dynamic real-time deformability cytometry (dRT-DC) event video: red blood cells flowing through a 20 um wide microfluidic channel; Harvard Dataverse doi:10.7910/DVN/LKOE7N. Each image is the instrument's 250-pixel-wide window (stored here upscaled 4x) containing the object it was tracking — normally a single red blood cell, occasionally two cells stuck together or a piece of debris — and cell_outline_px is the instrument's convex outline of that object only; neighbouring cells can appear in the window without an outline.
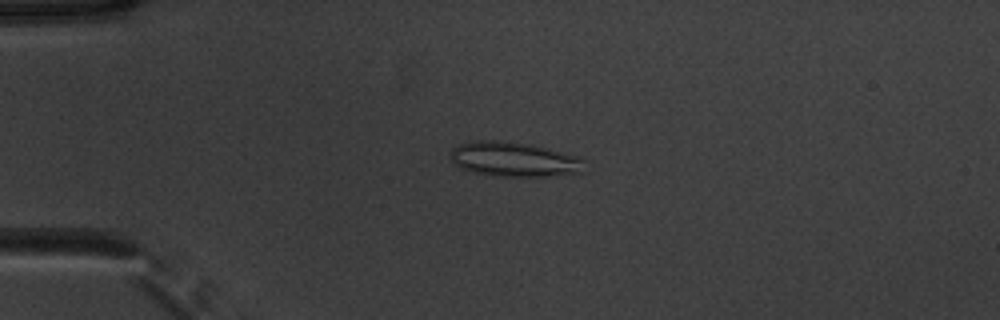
{"species": "common noctule bat (a hibernating species)", "species_latin": "Nyctalus noctula", "temperature_condition": "warm", "stored_images_in_passage": 52, "camera_frame_rate_fps": 3000, "um_per_image_px": 0.085, "animal": {"sex": "male", "body_mass_g": 20.1, "forearm_length_mm": 53.5}, "frame": {"image": 1, "passage_image": 13, "time_ms": 4.0, "image_size_px": [1000, 320], "cell_outline_px": [[588, 160], [584, 172], [548, 176], [492, 176], [472, 172], [460, 168], [452, 160], [452, 148], [460, 144], [476, 140], [496, 140], [528, 144], [580, 156]], "centroid_in_image_um": [43.77, 13.55], "position_along_channel_um": 41.2, "area_um2": 27.22}}
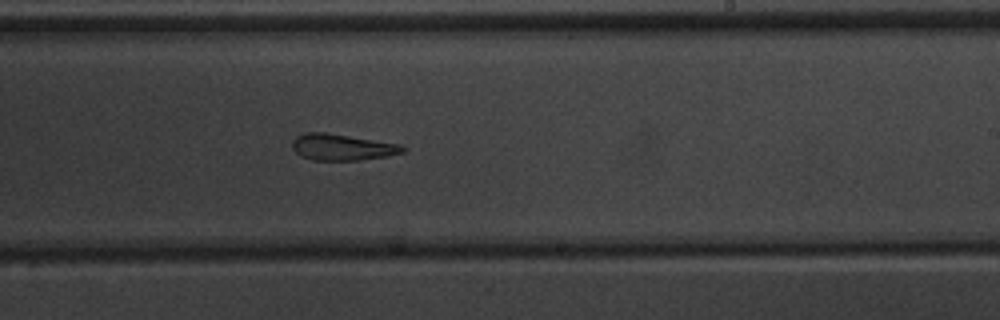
{"frame": {"image": 2, "passage_image": 32, "time_ms": 10.333, "image_size_px": [1000, 320], "cell_outline_px": [[408, 148], [404, 152], [388, 156], [360, 160], [312, 160], [300, 156], [292, 148], [292, 140], [296, 136], [304, 132], [328, 132], [400, 144]], "centroid_in_image_um": [29.08, 12.5], "position_along_channel_um": 259.9, "area_um2": 17.22}}
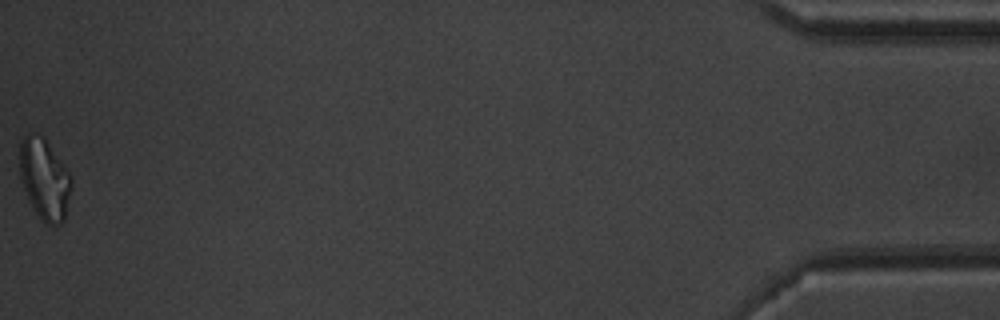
{"frame": {"image": 3, "passage_image": 52, "time_ms": 17.0, "image_size_px": [1000, 320], "cell_outline_px": [[72, 188], [64, 220], [60, 224], [48, 224], [36, 212], [28, 200], [20, 180], [20, 140], [28, 132], [40, 136], [44, 140], [72, 176]], "centroid_in_image_um": [3.78, 15.24], "position_along_channel_um": 431.4, "area_um2": 23.99}, "authors_computed_cell_mechanics": {"area_um2": 19.5942, "velocity_mm_per_s": 3.9376, "shape_relaxation_time_tau1_ms": null, "shape_relaxation_time_tau2_ms": 3.9181, "deformation_change_tau1": null, "deformation_change_tau2": 0.15}}